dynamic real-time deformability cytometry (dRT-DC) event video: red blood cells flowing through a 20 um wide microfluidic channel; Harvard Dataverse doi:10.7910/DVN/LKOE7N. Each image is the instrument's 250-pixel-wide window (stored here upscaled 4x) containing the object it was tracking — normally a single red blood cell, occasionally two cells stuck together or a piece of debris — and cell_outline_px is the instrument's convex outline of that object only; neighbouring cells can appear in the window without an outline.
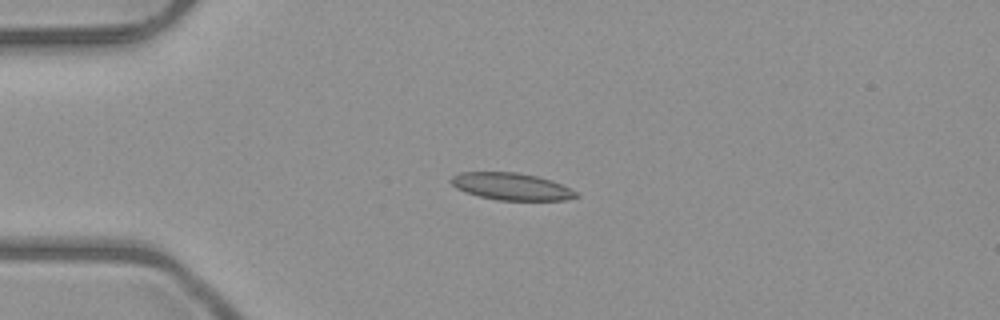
{"species": "common noctule bat (a hibernating species)", "species_latin": "Nyctalus noctula", "temperature_condition": "room temperature", "stored_images_in_passage": 5, "camera_frame_rate_fps": 3000, "um_per_image_px": 0.085, "animal": {"sex": "male", "body_mass_g": 23.1, "forearm_length_mm": 52.7}, "frame": {"image": 1, "passage_image": 4, "time_ms": 3.667, "image_size_px": [1000, 320], "cell_outline_px": [[580, 196], [564, 200], [496, 200], [464, 192], [456, 188], [448, 180], [452, 176], [460, 172], [516, 172], [536, 176], [552, 180], [576, 192]], "centroid_in_image_um": [43.42, 15.85], "position_along_channel_um": 41.6, "area_um2": 19.71}}